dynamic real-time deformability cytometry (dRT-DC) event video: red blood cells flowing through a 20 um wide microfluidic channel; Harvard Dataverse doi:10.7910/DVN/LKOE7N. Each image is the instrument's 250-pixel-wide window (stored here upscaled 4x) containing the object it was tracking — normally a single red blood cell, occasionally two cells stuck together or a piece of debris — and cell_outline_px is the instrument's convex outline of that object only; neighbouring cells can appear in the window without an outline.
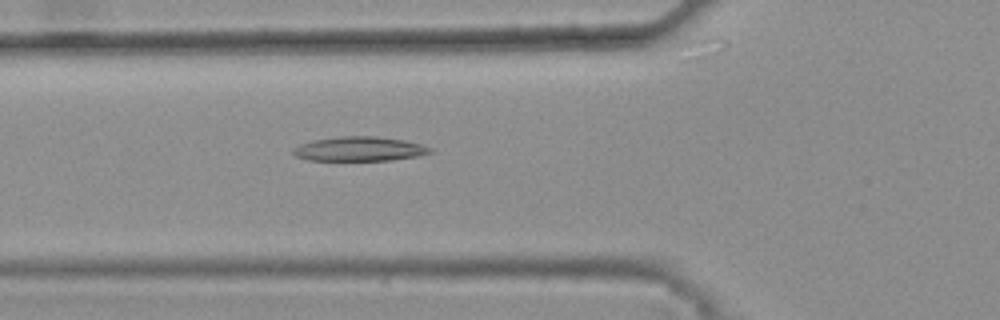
{"species": "common noctule bat (a hibernating species)", "species_latin": "Nyctalus noctula", "temperature_condition": "warm", "stored_images_in_passage": 38, "camera_frame_rate_fps": 3000, "um_per_image_px": 0.085, "animal": {"sex": "female", "body_mass_g": 25.1}, "frame": {"image": 1, "passage_image": 10, "time_ms": 3.0, "image_size_px": [1000, 320], "cell_outline_px": [[432, 152], [416, 156], [392, 160], [308, 160], [296, 156], [292, 152], [292, 148], [300, 144], [312, 140], [340, 136], [376, 136], [404, 140], [420, 144], [432, 148]], "centroid_in_image_um": [30.52, 12.65], "position_along_channel_um": 95.3, "area_um2": 19.42}}
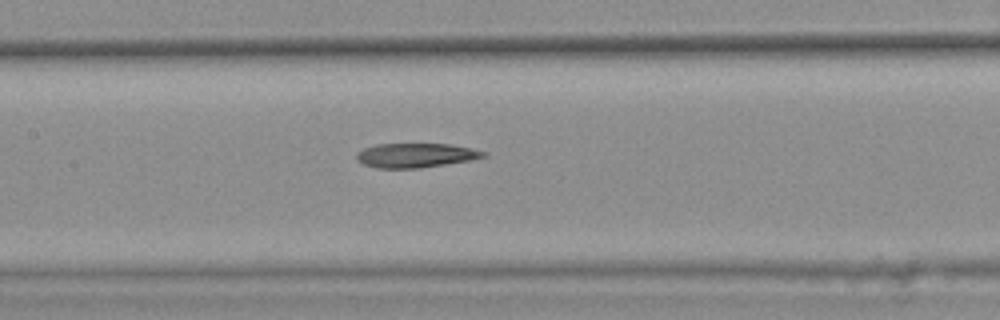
{"frame": {"image": 2, "passage_image": 16, "time_ms": 5.0, "image_size_px": [1000, 320], "cell_outline_px": [[488, 152], [484, 156], [468, 160], [420, 168], [376, 168], [364, 164], [356, 160], [356, 156], [364, 148], [376, 144], [448, 144]], "centroid_in_image_um": [35.28, 13.2], "position_along_channel_um": 172.1, "area_um2": 17.63}}
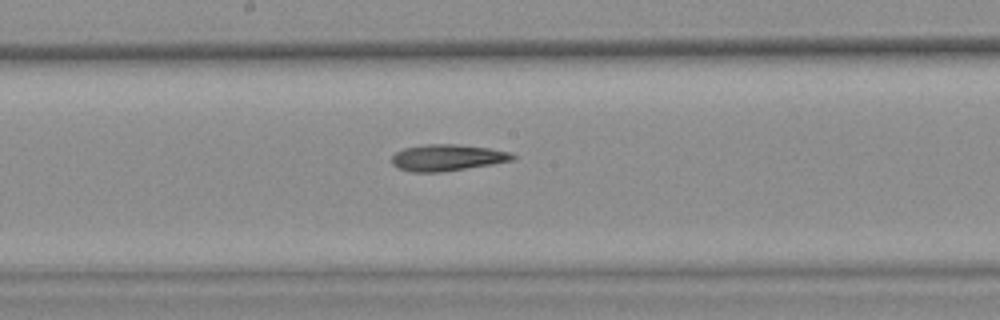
{"frame": {"image": 3, "passage_image": 19, "time_ms": 6.0, "image_size_px": [1000, 320], "cell_outline_px": [[516, 160], [492, 164], [440, 172], [412, 172], [396, 168], [392, 164], [392, 156], [396, 152], [404, 148], [424, 144], [456, 144], [488, 148], [508, 152], [516, 156]], "centroid_in_image_um": [37.99, 13.4], "position_along_channel_um": 210.2, "area_um2": 18.61}}